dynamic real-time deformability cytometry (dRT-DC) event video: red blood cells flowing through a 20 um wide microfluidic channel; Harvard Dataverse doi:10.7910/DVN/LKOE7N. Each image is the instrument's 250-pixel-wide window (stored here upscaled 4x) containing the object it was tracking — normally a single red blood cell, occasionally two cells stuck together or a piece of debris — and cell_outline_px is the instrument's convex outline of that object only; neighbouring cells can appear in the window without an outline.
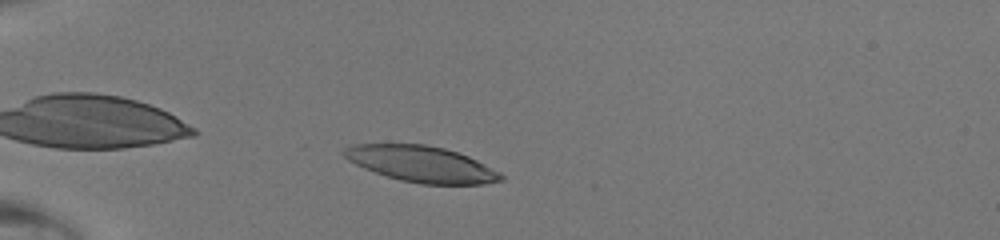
{"species": "human", "species_latin": "Homo sapiens", "temperature_condition": "room temperature", "stored_images_in_passage": 6, "camera_frame_rate_fps": 3000, "um_per_image_px": 0.085, "donor": {"sex": "male"}, "frame": {"image": 1, "passage_image": 3, "time_ms": 0.667, "image_size_px": [1000, 240], "cell_outline_px": [[504, 180], [484, 184], [420, 184], [400, 180], [364, 168], [348, 160], [340, 152], [344, 148], [352, 144], [428, 144], [444, 148], [468, 156], [500, 172], [504, 176]], "centroid_in_image_um": [35.82, 13.94], "position_along_channel_um": 49.2, "area_um2": 32.89}}